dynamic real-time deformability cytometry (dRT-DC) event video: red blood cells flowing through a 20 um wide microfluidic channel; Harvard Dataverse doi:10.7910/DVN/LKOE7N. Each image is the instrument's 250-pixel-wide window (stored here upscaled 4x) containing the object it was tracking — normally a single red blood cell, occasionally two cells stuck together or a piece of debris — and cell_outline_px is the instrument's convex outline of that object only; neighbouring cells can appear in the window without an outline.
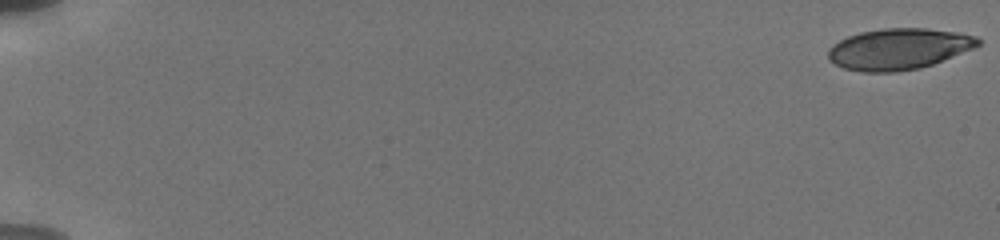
{"species": "human", "species_latin": "Homo sapiens", "temperature_condition": "cold", "stored_images_in_passage": 9, "camera_frame_rate_fps": 3000, "um_per_image_px": 0.085, "donor": {"sex": "male"}, "frame": {"image": 1, "passage_image": 1, "time_ms": 0.0, "image_size_px": [1000, 240], "cell_outline_px": [[980, 44], [972, 48], [932, 64], [920, 68], [896, 72], [860, 72], [844, 68], [828, 60], [828, 48], [832, 44], [848, 36], [860, 32], [884, 28], [928, 28], [956, 32], [976, 36], [980, 40]], "centroid_in_image_um": [76.34, 4.16], "position_along_channel_um": 8.7, "area_um2": 35.84}}
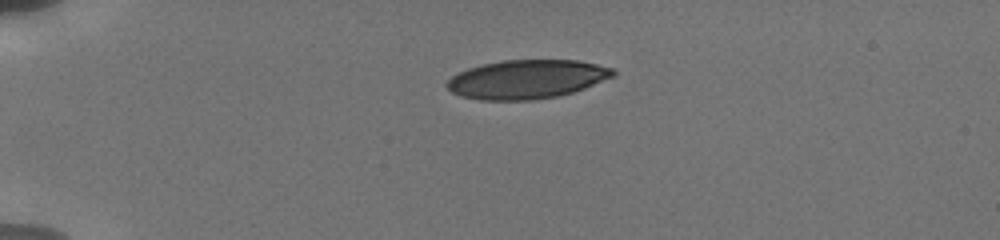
{"frame": {"image": 2, "passage_image": 6, "time_ms": 4.667, "image_size_px": [1000, 240], "cell_outline_px": [[616, 76], [584, 88], [572, 92], [556, 96], [532, 100], [480, 100], [460, 96], [452, 92], [444, 84], [452, 76], [468, 68], [480, 64], [504, 60], [576, 60], [616, 68]], "centroid_in_image_um": [44.79, 6.73], "position_along_channel_um": 40.2, "area_um2": 37.74}}
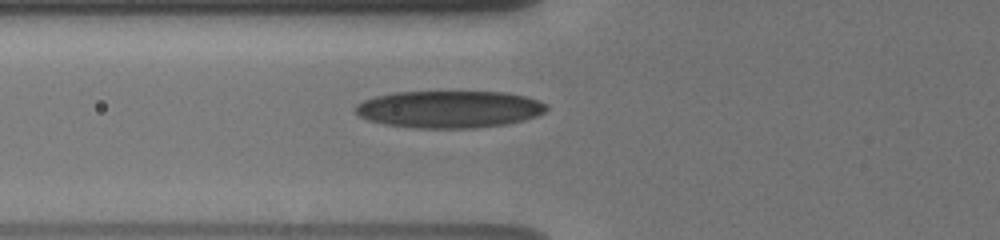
{"frame": {"image": 3, "passage_image": 9, "time_ms": 7.333, "image_size_px": [1000, 240], "cell_outline_px": [[548, 108], [544, 112], [536, 116], [524, 120], [504, 124], [476, 128], [416, 128], [384, 124], [368, 120], [360, 116], [356, 112], [356, 104], [364, 100], [376, 96], [392, 92], [504, 92], [528, 96], [540, 100], [548, 104]], "centroid_in_image_um": [38.22, 9.28], "position_along_channel_um": 87.6, "area_um2": 41.56}}